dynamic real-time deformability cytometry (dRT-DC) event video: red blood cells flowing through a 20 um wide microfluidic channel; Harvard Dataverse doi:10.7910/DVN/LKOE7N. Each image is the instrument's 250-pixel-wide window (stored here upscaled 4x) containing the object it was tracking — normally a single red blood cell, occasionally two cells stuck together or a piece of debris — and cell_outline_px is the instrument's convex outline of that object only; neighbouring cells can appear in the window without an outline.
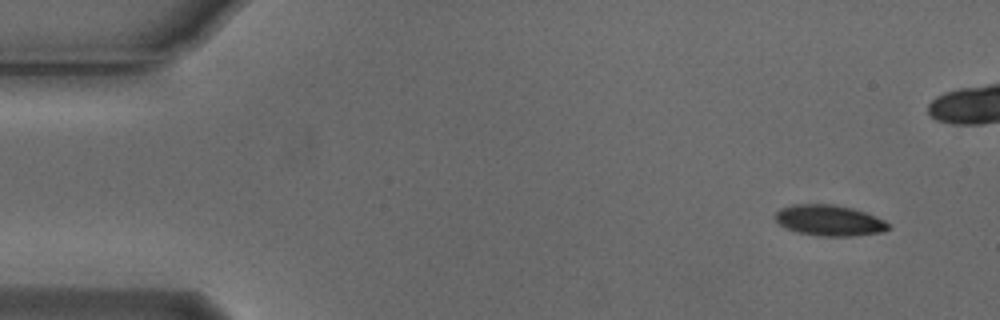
{"species": "Egyptian fruit bat (a non-hibernating species)", "species_latin": "Rousettus aegyptiacus", "temperature_condition": "cold", "stored_images_in_passage": 7, "camera_frame_rate_fps": 3000, "um_per_image_px": 0.085, "animal": {"sex": "male"}, "frame": {"image": 1, "passage_image": 1, "time_ms": 0.0, "image_size_px": [1000, 320], "cell_outline_px": [[888, 228], [884, 232], [856, 236], [816, 236], [796, 232], [780, 224], [776, 220], [776, 212], [780, 208], [792, 204], [836, 204], [852, 208], [876, 216], [884, 220], [888, 224]], "centroid_in_image_um": [70.49, 18.73], "position_along_channel_um": 14.5, "area_um2": 20.4}}
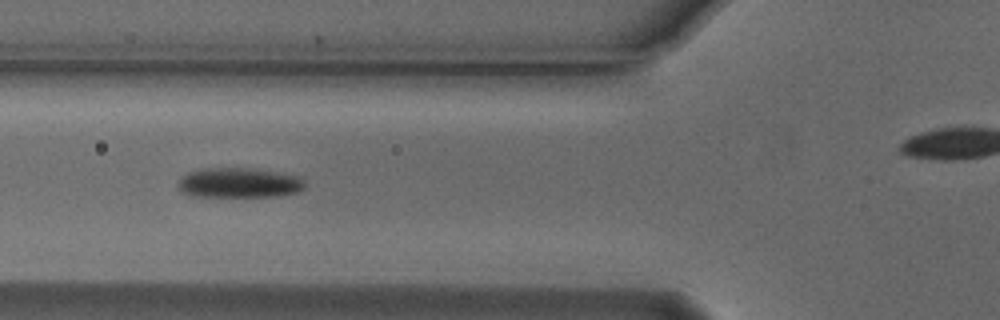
{"frame": {"image": 2, "passage_image": 5, "time_ms": 1.333, "image_size_px": [1000, 320], "cell_outline_px": [[304, 188], [296, 192], [276, 196], [192, 196], [180, 192], [176, 184], [180, 176], [188, 172], [200, 168], [244, 168], [300, 176], [304, 180]], "centroid_in_image_um": [20.22, 15.54], "position_along_channel_um": 105.6, "area_um2": 22.08}}
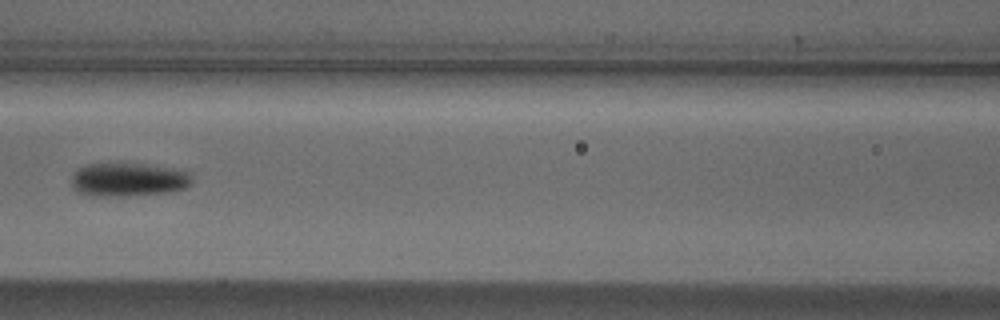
{"frame": {"image": 3, "passage_image": 6, "time_ms": 1.667, "image_size_px": [1000, 320], "cell_outline_px": [[192, 184], [184, 188], [168, 192], [124, 196], [92, 196], [76, 192], [72, 188], [72, 176], [76, 168], [88, 164], [144, 164], [172, 168], [192, 172]], "centroid_in_image_um": [10.9, 15.27], "position_along_channel_um": 155.7, "area_um2": 23.76}}